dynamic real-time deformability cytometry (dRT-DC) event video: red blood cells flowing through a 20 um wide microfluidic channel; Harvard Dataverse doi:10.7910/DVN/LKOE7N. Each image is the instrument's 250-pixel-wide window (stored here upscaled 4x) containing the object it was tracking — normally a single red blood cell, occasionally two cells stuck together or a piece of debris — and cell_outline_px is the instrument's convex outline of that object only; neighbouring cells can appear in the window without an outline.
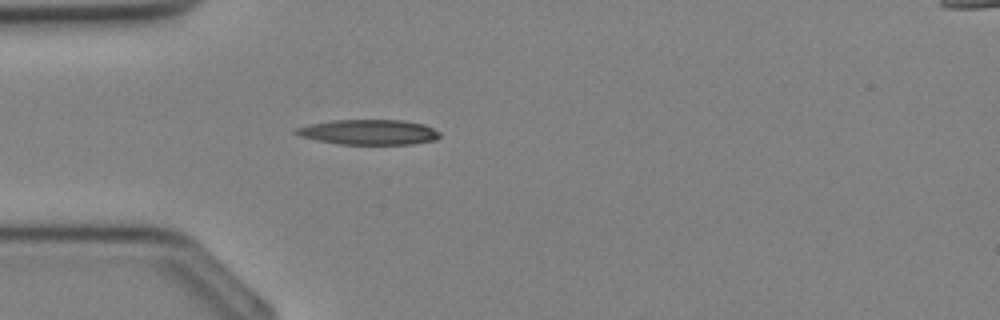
{"species": "Egyptian fruit bat (a non-hibernating species)", "species_latin": "Rousettus aegyptiacus", "temperature_condition": "cold", "stored_images_in_passage": 11, "camera_frame_rate_fps": 3000, "um_per_image_px": 0.085, "animal": {"sex": "female"}, "frame": {"image": 1, "passage_image": 4, "time_ms": 1.0, "image_size_px": [1000, 320], "cell_outline_px": [[440, 136], [436, 140], [412, 144], [340, 144], [316, 140], [300, 136], [292, 132], [296, 128], [308, 124], [332, 120], [404, 120], [424, 124], [440, 132]], "centroid_in_image_um": [31.34, 11.23], "position_along_channel_um": 53.7, "area_um2": 21.15}}
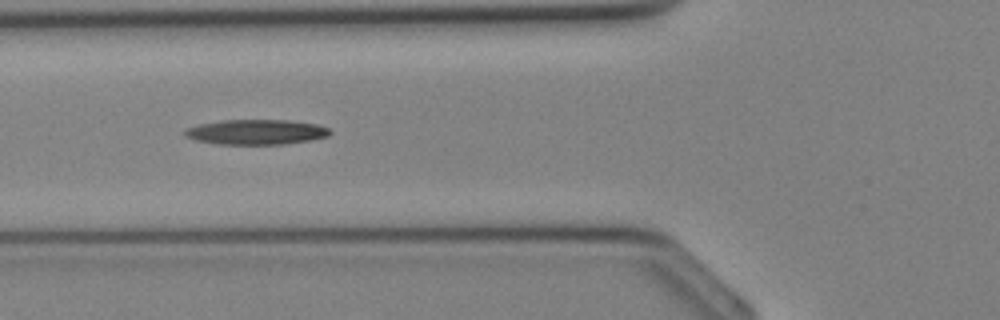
{"frame": {"image": 2, "passage_image": 7, "time_ms": 2.0, "image_size_px": [1000, 320], "cell_outline_px": [[332, 132], [328, 136], [312, 140], [284, 144], [216, 144], [196, 140], [184, 136], [184, 128], [200, 124], [224, 120], [288, 120], [316, 124], [328, 128]], "centroid_in_image_um": [21.76, 11.22], "position_along_channel_um": 104.0, "area_um2": 21.21}}
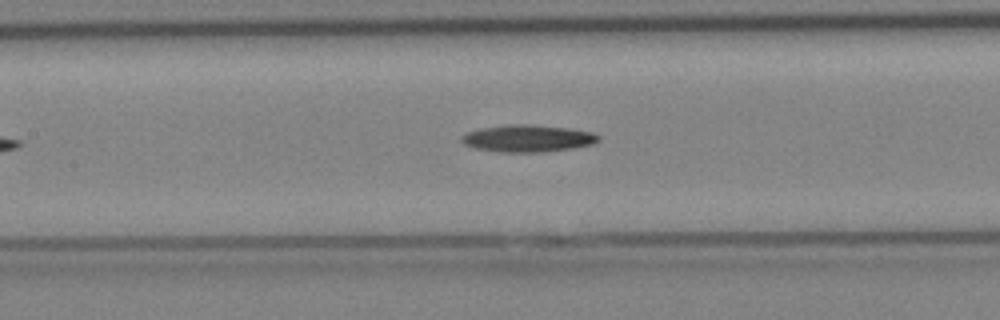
{"frame": {"image": 3, "passage_image": 10, "time_ms": 3.0, "image_size_px": [1000, 320], "cell_outline_px": [[600, 140], [592, 144], [572, 148], [544, 152], [500, 152], [476, 148], [464, 144], [460, 140], [460, 136], [468, 132], [484, 128], [516, 124], [520, 124], [568, 128], [592, 132], [600, 136]], "centroid_in_image_um": [44.87, 11.78], "position_along_channel_um": 162.5, "area_um2": 21.27}}